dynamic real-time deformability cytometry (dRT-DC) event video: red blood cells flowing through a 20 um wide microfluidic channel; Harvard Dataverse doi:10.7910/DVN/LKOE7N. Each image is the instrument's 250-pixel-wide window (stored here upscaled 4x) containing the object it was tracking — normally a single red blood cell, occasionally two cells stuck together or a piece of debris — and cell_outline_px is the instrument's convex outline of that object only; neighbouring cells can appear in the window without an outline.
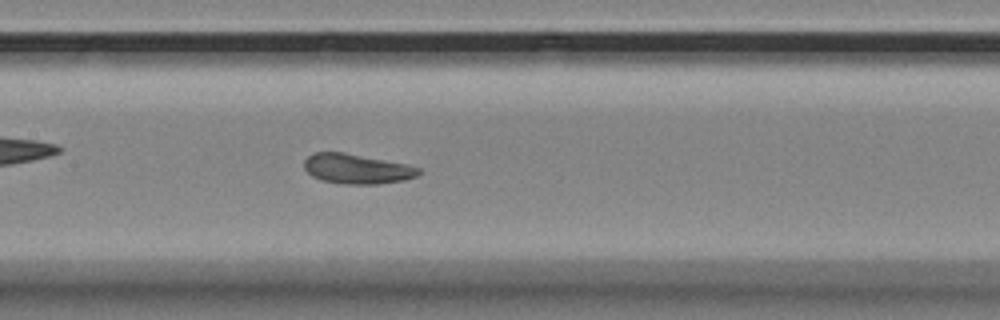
{"species": "Egyptian fruit bat (a non-hibernating species)", "species_latin": "Rousettus aegyptiacus", "temperature_condition": "room temperature", "stored_images_in_passage": 42, "camera_frame_rate_fps": 3000, "um_per_image_px": 0.085, "animal": {"sex": "female"}, "frame": {"image": 1, "passage_image": 22, "time_ms": 7.0, "image_size_px": [1000, 320], "cell_outline_px": [[424, 172], [416, 176], [404, 180], [376, 184], [344, 184], [320, 180], [312, 176], [304, 168], [304, 160], [308, 156], [316, 152], [344, 152], [408, 164], [420, 168]], "centroid_in_image_um": [30.35, 14.35], "position_along_channel_um": 177.0, "area_um2": 20.06}}
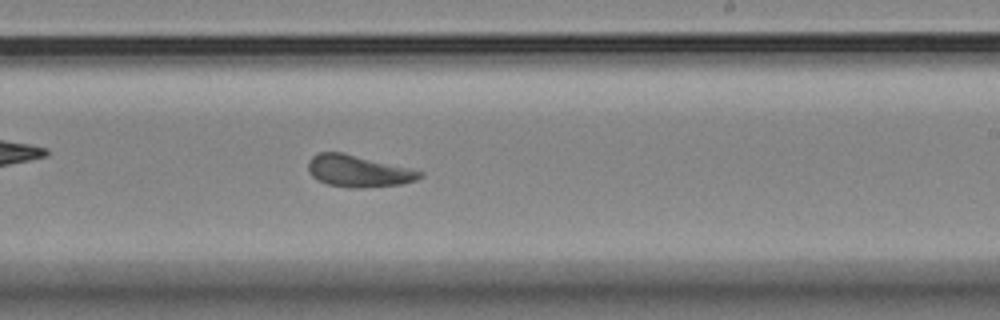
{"frame": {"image": 2, "passage_image": 29, "time_ms": 9.333, "image_size_px": [1000, 320], "cell_outline_px": [[424, 176], [416, 180], [400, 184], [360, 188], [348, 188], [328, 184], [312, 176], [308, 172], [308, 160], [312, 156], [320, 152], [344, 152], [412, 168], [424, 172]], "centroid_in_image_um": [30.48, 14.53], "position_along_channel_um": 258.5, "area_um2": 20.92}}
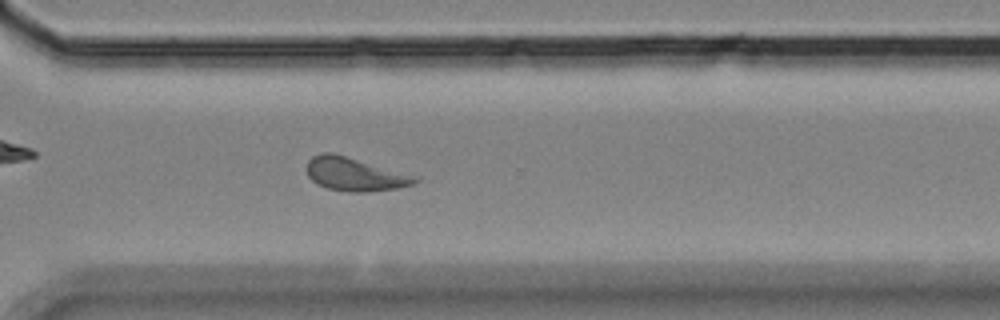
{"frame": {"image": 3, "passage_image": 36, "time_ms": 11.667, "image_size_px": [1000, 320], "cell_outline_px": [[420, 180], [412, 184], [396, 188], [368, 192], [348, 192], [328, 188], [316, 184], [308, 176], [304, 168], [308, 160], [312, 156], [320, 152], [332, 152], [420, 176]], "centroid_in_image_um": [30.14, 14.79], "position_along_channel_um": 340.5, "area_um2": 21.5}, "authors_computed_cell_mechanics": {"area_um2": 20.8369, "velocity_mm_per_s": 3.501, "shape_relaxation_time_tau1_ms": 7.1091, "shape_relaxation_time_tau2_ms": 3.7591, "deformation_change_tau1": 0.1347, "deformation_change_tau2": 0.0723}}